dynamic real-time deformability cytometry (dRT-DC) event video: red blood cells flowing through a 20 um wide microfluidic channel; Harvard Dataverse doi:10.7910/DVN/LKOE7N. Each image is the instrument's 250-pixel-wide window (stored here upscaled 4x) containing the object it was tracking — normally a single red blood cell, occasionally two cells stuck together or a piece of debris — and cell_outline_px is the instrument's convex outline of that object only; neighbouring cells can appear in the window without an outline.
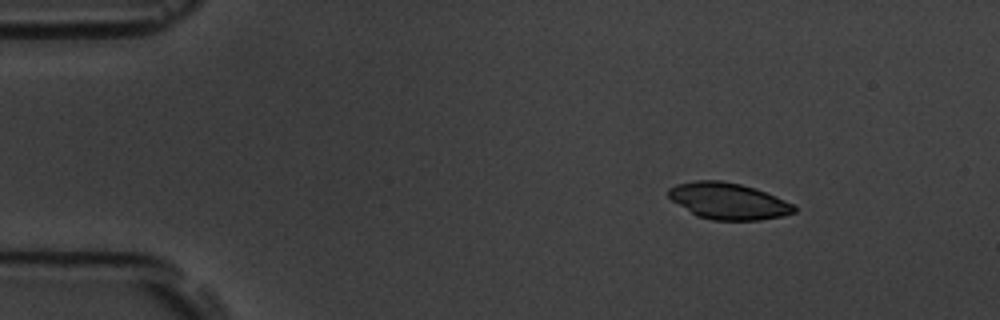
{"species": "common noctule bat (a hibernating species)", "species_latin": "Nyctalus noctula", "temperature_condition": "room temperature", "stored_images_in_passage": 5, "camera_frame_rate_fps": 3000, "um_per_image_px": 0.085, "animal": {"sex": "male", "body_mass_g": 19.5, "forearm_length_mm": 54.6}, "frame": {"image": 1, "passage_image": 1, "time_ms": 0.0, "image_size_px": [1000, 320], "cell_outline_px": [[796, 212], [784, 216], [760, 220], [712, 220], [696, 216], [672, 200], [668, 196], [668, 188], [676, 184], [696, 180], [720, 180], [740, 184], [756, 188], [776, 196], [792, 204], [796, 208]], "centroid_in_image_um": [61.9, 17.09], "position_along_channel_um": 23.1, "area_um2": 26.76}}